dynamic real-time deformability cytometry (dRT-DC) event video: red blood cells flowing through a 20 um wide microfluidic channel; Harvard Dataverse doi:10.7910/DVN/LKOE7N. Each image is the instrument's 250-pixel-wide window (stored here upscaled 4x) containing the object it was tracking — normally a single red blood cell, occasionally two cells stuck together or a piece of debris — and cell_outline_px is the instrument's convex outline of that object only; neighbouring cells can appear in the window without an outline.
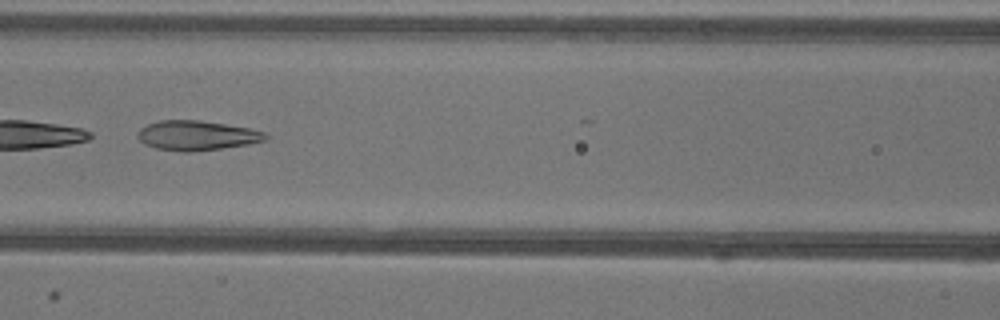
{"species": "common noctule bat (a hibernating species)", "species_latin": "Nyctalus noctula", "temperature_condition": "warm", "stored_images_in_passage": 25, "camera_frame_rate_fps": 3000, "um_per_image_px": 0.085, "animal": {"sex": "female"}, "frame": {"image": 1, "passage_image": 22, "time_ms": 7.0, "image_size_px": [1000, 320], "cell_outline_px": [[268, 136], [264, 140], [248, 144], [192, 152], [184, 152], [156, 148], [144, 144], [136, 136], [136, 132], [140, 128], [148, 124], [160, 120], [200, 120], [248, 128], [264, 132]], "centroid_in_image_um": [16.66, 11.51], "position_along_channel_um": 149.9, "area_um2": 21.96}}